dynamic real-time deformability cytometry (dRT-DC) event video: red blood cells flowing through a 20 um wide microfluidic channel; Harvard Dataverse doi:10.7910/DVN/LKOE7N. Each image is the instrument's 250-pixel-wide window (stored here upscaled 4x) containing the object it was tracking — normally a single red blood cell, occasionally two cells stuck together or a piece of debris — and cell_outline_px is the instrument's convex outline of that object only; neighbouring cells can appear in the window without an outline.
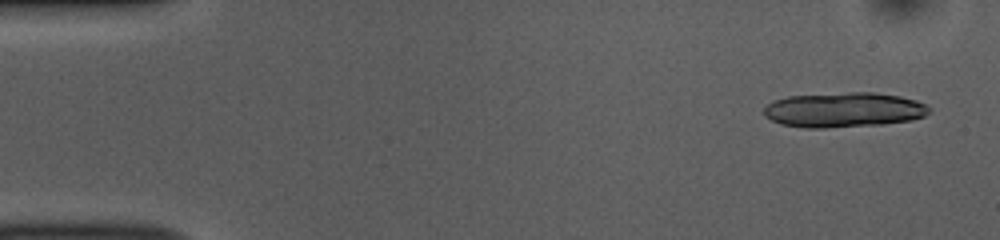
{"species": "common noctule bat (a hibernating species)", "species_latin": "Nyctalus noctula", "temperature_condition": "room temperature", "stored_images_in_passage": 38, "segment_of_instrument_passage": [1, 2], "camera_frame_rate_fps": 3000, "um_per_image_px": 0.085, "animal": {"sex": "female", "body_mass_g": 10.0, "forearm_length_mm": 53.1}, "frame": {"image": 1, "passage_image": 3, "time_ms": 0.667, "image_size_px": [1000, 240], "cell_outline_px": [[932, 108], [924, 116], [912, 120], [880, 124], [824, 128], [804, 128], [780, 124], [764, 116], [764, 108], [772, 100], [788, 96], [848, 92], [876, 92], [900, 96], [916, 100]], "centroid_in_image_um": [71.71, 9.33], "position_along_channel_um": 13.3, "area_um2": 33.76}}